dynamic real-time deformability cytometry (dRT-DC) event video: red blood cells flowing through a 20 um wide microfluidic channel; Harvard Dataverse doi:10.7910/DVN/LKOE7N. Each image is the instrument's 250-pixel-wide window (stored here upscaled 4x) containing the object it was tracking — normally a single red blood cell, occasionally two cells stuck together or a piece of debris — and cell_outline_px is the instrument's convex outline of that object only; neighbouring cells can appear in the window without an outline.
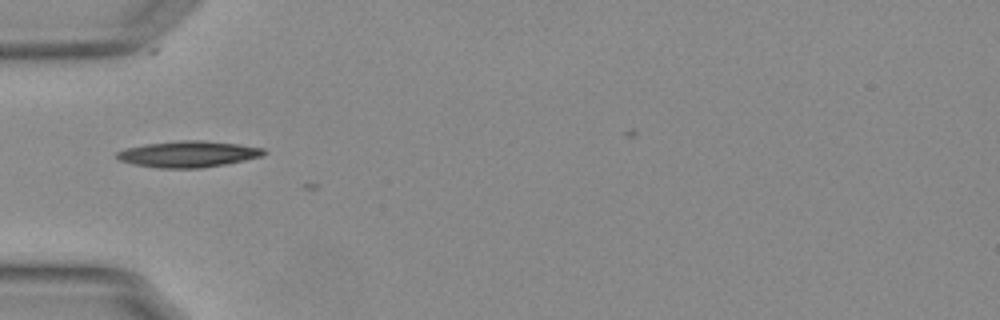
{"species": "Egyptian fruit bat (a non-hibernating species)", "species_latin": "Rousettus aegyptiacus", "temperature_condition": "warm", "stored_images_in_passage": 14, "camera_frame_rate_fps": 3000, "um_per_image_px": 0.085, "animal": {"sex": "female"}, "frame": {"image": 1, "passage_image": 2, "time_ms": 0.333, "image_size_px": [1000, 320], "cell_outline_px": [[268, 152], [264, 156], [224, 164], [200, 168], [160, 168], [132, 164], [120, 160], [116, 156], [116, 152], [124, 148], [144, 144], [180, 140], [204, 140], [236, 144], [264, 148]], "centroid_in_image_um": [15.99, 13.09], "position_along_channel_um": 69.0, "area_um2": 22.54}}
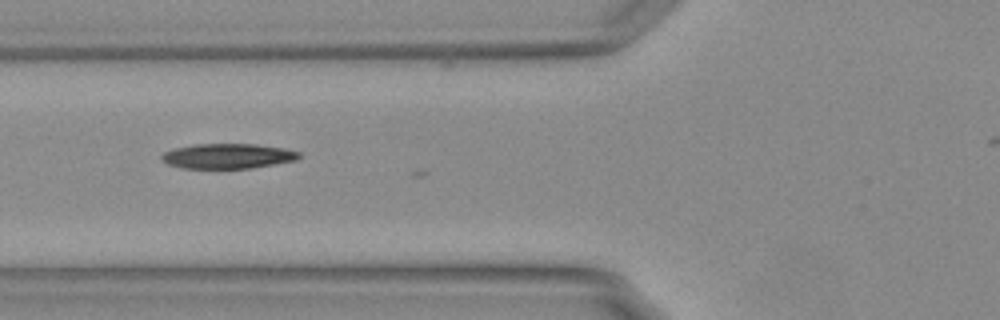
{"frame": {"image": 2, "passage_image": 5, "time_ms": 1.333, "image_size_px": [1000, 320], "cell_outline_px": [[300, 156], [296, 160], [248, 168], [184, 168], [168, 164], [160, 156], [164, 152], [176, 148], [196, 144], [256, 144], [284, 148], [300, 152]], "centroid_in_image_um": [19.37, 13.26], "position_along_channel_um": 106.4, "area_um2": 19.71}}